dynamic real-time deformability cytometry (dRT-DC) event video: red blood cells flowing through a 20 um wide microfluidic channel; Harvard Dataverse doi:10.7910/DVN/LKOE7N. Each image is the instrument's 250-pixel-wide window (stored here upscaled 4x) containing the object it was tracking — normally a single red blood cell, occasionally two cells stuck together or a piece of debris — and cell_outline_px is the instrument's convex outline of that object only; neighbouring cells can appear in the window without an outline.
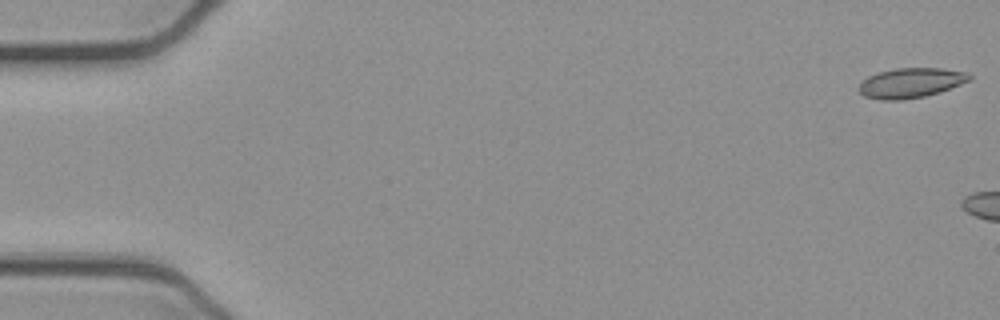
{"species": "common noctule bat (a hibernating species)", "species_latin": "Nyctalus noctula", "temperature_condition": "cold", "stored_images_in_passage": 5, "camera_frame_rate_fps": 3000, "um_per_image_px": 0.085, "animal": {"sex": "female", "body_mass_g": 21.9}, "frame": {"image": 1, "passage_image": 1, "time_ms": 0.0, "image_size_px": [1000, 320], "cell_outline_px": [[972, 80], [940, 92], [924, 96], [904, 100], [880, 100], [864, 96], [860, 92], [860, 84], [868, 76], [880, 72], [896, 68], [940, 68], [968, 72], [972, 76]], "centroid_in_image_um": [77.46, 7.05], "position_along_channel_um": 7.5, "area_um2": 19.25}}